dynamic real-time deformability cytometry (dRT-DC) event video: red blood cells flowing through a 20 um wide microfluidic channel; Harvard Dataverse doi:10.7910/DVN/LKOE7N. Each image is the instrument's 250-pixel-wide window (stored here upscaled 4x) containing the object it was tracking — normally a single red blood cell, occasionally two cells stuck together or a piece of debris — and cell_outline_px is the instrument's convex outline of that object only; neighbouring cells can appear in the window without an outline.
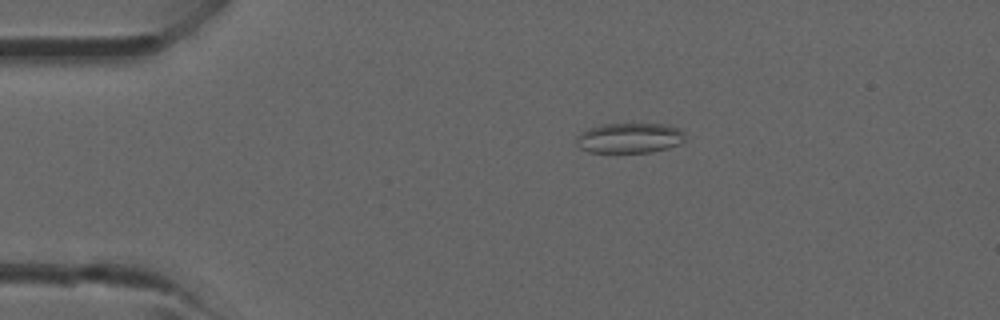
{"species": "common noctule bat (a hibernating species)", "species_latin": "Nyctalus noctula", "temperature_condition": "room temperature", "stored_images_in_passage": 5, "camera_frame_rate_fps": 3000, "um_per_image_px": 0.085, "animal": {"sex": "male", "forearm_length_mm": 52.5}, "frame": {"image": 1, "passage_image": 3, "time_ms": 2.0, "image_size_px": [1000, 320], "cell_outline_px": [[684, 140], [680, 144], [668, 148], [652, 152], [588, 152], [580, 148], [576, 144], [576, 136], [580, 132], [588, 128], [604, 124], [632, 120], [664, 124], [676, 128], [684, 132]], "centroid_in_image_um": [53.49, 11.68], "position_along_channel_um": 31.5, "area_um2": 20.0}}